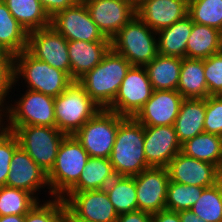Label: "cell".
<instances>
[{"mask_svg": "<svg viewBox=\"0 0 222 222\" xmlns=\"http://www.w3.org/2000/svg\"><path fill=\"white\" fill-rule=\"evenodd\" d=\"M137 194V210L156 213L166 209L169 183L167 167H150L134 176Z\"/></svg>", "mask_w": 222, "mask_h": 222, "instance_id": "cell-14", "label": "cell"}, {"mask_svg": "<svg viewBox=\"0 0 222 222\" xmlns=\"http://www.w3.org/2000/svg\"><path fill=\"white\" fill-rule=\"evenodd\" d=\"M12 74V85H16L14 83H17V79L22 76L28 84V90L41 92L54 98L74 82L66 72L38 60L27 50L13 56Z\"/></svg>", "mask_w": 222, "mask_h": 222, "instance_id": "cell-3", "label": "cell"}, {"mask_svg": "<svg viewBox=\"0 0 222 222\" xmlns=\"http://www.w3.org/2000/svg\"><path fill=\"white\" fill-rule=\"evenodd\" d=\"M103 35L112 39L136 15V0L83 1Z\"/></svg>", "mask_w": 222, "mask_h": 222, "instance_id": "cell-13", "label": "cell"}, {"mask_svg": "<svg viewBox=\"0 0 222 222\" xmlns=\"http://www.w3.org/2000/svg\"><path fill=\"white\" fill-rule=\"evenodd\" d=\"M155 34L157 32L135 15L111 39V48L125 57L132 66H145L158 54Z\"/></svg>", "mask_w": 222, "mask_h": 222, "instance_id": "cell-4", "label": "cell"}, {"mask_svg": "<svg viewBox=\"0 0 222 222\" xmlns=\"http://www.w3.org/2000/svg\"><path fill=\"white\" fill-rule=\"evenodd\" d=\"M208 96L222 95V51L204 59Z\"/></svg>", "mask_w": 222, "mask_h": 222, "instance_id": "cell-38", "label": "cell"}, {"mask_svg": "<svg viewBox=\"0 0 222 222\" xmlns=\"http://www.w3.org/2000/svg\"><path fill=\"white\" fill-rule=\"evenodd\" d=\"M177 91L183 98L206 99L208 97L204 59L182 58Z\"/></svg>", "mask_w": 222, "mask_h": 222, "instance_id": "cell-26", "label": "cell"}, {"mask_svg": "<svg viewBox=\"0 0 222 222\" xmlns=\"http://www.w3.org/2000/svg\"><path fill=\"white\" fill-rule=\"evenodd\" d=\"M111 48V41H68L71 78L78 81L97 66Z\"/></svg>", "mask_w": 222, "mask_h": 222, "instance_id": "cell-21", "label": "cell"}, {"mask_svg": "<svg viewBox=\"0 0 222 222\" xmlns=\"http://www.w3.org/2000/svg\"><path fill=\"white\" fill-rule=\"evenodd\" d=\"M0 55H10V54H8V53L3 52V51L0 50Z\"/></svg>", "mask_w": 222, "mask_h": 222, "instance_id": "cell-49", "label": "cell"}, {"mask_svg": "<svg viewBox=\"0 0 222 222\" xmlns=\"http://www.w3.org/2000/svg\"><path fill=\"white\" fill-rule=\"evenodd\" d=\"M136 15L158 32L188 15V0H137Z\"/></svg>", "mask_w": 222, "mask_h": 222, "instance_id": "cell-18", "label": "cell"}, {"mask_svg": "<svg viewBox=\"0 0 222 222\" xmlns=\"http://www.w3.org/2000/svg\"><path fill=\"white\" fill-rule=\"evenodd\" d=\"M89 154L73 135H67L57 152L56 161L47 174L49 193L62 198L79 180Z\"/></svg>", "mask_w": 222, "mask_h": 222, "instance_id": "cell-5", "label": "cell"}, {"mask_svg": "<svg viewBox=\"0 0 222 222\" xmlns=\"http://www.w3.org/2000/svg\"><path fill=\"white\" fill-rule=\"evenodd\" d=\"M66 203L56 198L44 204L39 202L25 215L24 222H65Z\"/></svg>", "mask_w": 222, "mask_h": 222, "instance_id": "cell-36", "label": "cell"}, {"mask_svg": "<svg viewBox=\"0 0 222 222\" xmlns=\"http://www.w3.org/2000/svg\"><path fill=\"white\" fill-rule=\"evenodd\" d=\"M179 217L181 222H205L195 215L191 210L179 211Z\"/></svg>", "mask_w": 222, "mask_h": 222, "instance_id": "cell-44", "label": "cell"}, {"mask_svg": "<svg viewBox=\"0 0 222 222\" xmlns=\"http://www.w3.org/2000/svg\"><path fill=\"white\" fill-rule=\"evenodd\" d=\"M12 131L19 142V146L48 174L53 168L57 152L62 140L67 136L56 127L20 126L4 127Z\"/></svg>", "mask_w": 222, "mask_h": 222, "instance_id": "cell-7", "label": "cell"}, {"mask_svg": "<svg viewBox=\"0 0 222 222\" xmlns=\"http://www.w3.org/2000/svg\"><path fill=\"white\" fill-rule=\"evenodd\" d=\"M183 100L177 90H154L134 118L143 126L173 125Z\"/></svg>", "mask_w": 222, "mask_h": 222, "instance_id": "cell-16", "label": "cell"}, {"mask_svg": "<svg viewBox=\"0 0 222 222\" xmlns=\"http://www.w3.org/2000/svg\"><path fill=\"white\" fill-rule=\"evenodd\" d=\"M222 51V32L193 22L186 45V58L206 59Z\"/></svg>", "mask_w": 222, "mask_h": 222, "instance_id": "cell-25", "label": "cell"}, {"mask_svg": "<svg viewBox=\"0 0 222 222\" xmlns=\"http://www.w3.org/2000/svg\"><path fill=\"white\" fill-rule=\"evenodd\" d=\"M182 58L157 54L144 67L153 90H177Z\"/></svg>", "mask_w": 222, "mask_h": 222, "instance_id": "cell-24", "label": "cell"}, {"mask_svg": "<svg viewBox=\"0 0 222 222\" xmlns=\"http://www.w3.org/2000/svg\"><path fill=\"white\" fill-rule=\"evenodd\" d=\"M204 187L181 184L169 180L166 194V209L190 210L202 195Z\"/></svg>", "mask_w": 222, "mask_h": 222, "instance_id": "cell-34", "label": "cell"}, {"mask_svg": "<svg viewBox=\"0 0 222 222\" xmlns=\"http://www.w3.org/2000/svg\"><path fill=\"white\" fill-rule=\"evenodd\" d=\"M25 215L0 216V222H24Z\"/></svg>", "mask_w": 222, "mask_h": 222, "instance_id": "cell-46", "label": "cell"}, {"mask_svg": "<svg viewBox=\"0 0 222 222\" xmlns=\"http://www.w3.org/2000/svg\"><path fill=\"white\" fill-rule=\"evenodd\" d=\"M215 185L218 187V189L222 195V166H220L216 171Z\"/></svg>", "mask_w": 222, "mask_h": 222, "instance_id": "cell-47", "label": "cell"}, {"mask_svg": "<svg viewBox=\"0 0 222 222\" xmlns=\"http://www.w3.org/2000/svg\"><path fill=\"white\" fill-rule=\"evenodd\" d=\"M15 104L13 107H2L5 113H8L7 127L30 125L55 127L54 97L27 89L25 95Z\"/></svg>", "mask_w": 222, "mask_h": 222, "instance_id": "cell-9", "label": "cell"}, {"mask_svg": "<svg viewBox=\"0 0 222 222\" xmlns=\"http://www.w3.org/2000/svg\"><path fill=\"white\" fill-rule=\"evenodd\" d=\"M131 66L125 57L110 48L102 61L77 82L97 105L106 109Z\"/></svg>", "mask_w": 222, "mask_h": 222, "instance_id": "cell-2", "label": "cell"}, {"mask_svg": "<svg viewBox=\"0 0 222 222\" xmlns=\"http://www.w3.org/2000/svg\"><path fill=\"white\" fill-rule=\"evenodd\" d=\"M50 26L67 41H111L92 20L84 2H77L72 7L56 13L51 18Z\"/></svg>", "mask_w": 222, "mask_h": 222, "instance_id": "cell-11", "label": "cell"}, {"mask_svg": "<svg viewBox=\"0 0 222 222\" xmlns=\"http://www.w3.org/2000/svg\"><path fill=\"white\" fill-rule=\"evenodd\" d=\"M115 177L110 159L89 157L78 182L68 192L103 190Z\"/></svg>", "mask_w": 222, "mask_h": 222, "instance_id": "cell-27", "label": "cell"}, {"mask_svg": "<svg viewBox=\"0 0 222 222\" xmlns=\"http://www.w3.org/2000/svg\"><path fill=\"white\" fill-rule=\"evenodd\" d=\"M192 27V18L186 15L173 25L158 31V53L165 56L186 58V45Z\"/></svg>", "mask_w": 222, "mask_h": 222, "instance_id": "cell-23", "label": "cell"}, {"mask_svg": "<svg viewBox=\"0 0 222 222\" xmlns=\"http://www.w3.org/2000/svg\"><path fill=\"white\" fill-rule=\"evenodd\" d=\"M13 57L11 55H0V106L6 100V95L12 88L13 82Z\"/></svg>", "mask_w": 222, "mask_h": 222, "instance_id": "cell-40", "label": "cell"}, {"mask_svg": "<svg viewBox=\"0 0 222 222\" xmlns=\"http://www.w3.org/2000/svg\"><path fill=\"white\" fill-rule=\"evenodd\" d=\"M27 33L50 27L51 18L38 0H2Z\"/></svg>", "mask_w": 222, "mask_h": 222, "instance_id": "cell-29", "label": "cell"}, {"mask_svg": "<svg viewBox=\"0 0 222 222\" xmlns=\"http://www.w3.org/2000/svg\"><path fill=\"white\" fill-rule=\"evenodd\" d=\"M205 99L184 98L173 124L177 139L182 144L198 134L204 133Z\"/></svg>", "mask_w": 222, "mask_h": 222, "instance_id": "cell-22", "label": "cell"}, {"mask_svg": "<svg viewBox=\"0 0 222 222\" xmlns=\"http://www.w3.org/2000/svg\"><path fill=\"white\" fill-rule=\"evenodd\" d=\"M181 152L200 161L222 166V136L201 133L181 144Z\"/></svg>", "mask_w": 222, "mask_h": 222, "instance_id": "cell-30", "label": "cell"}, {"mask_svg": "<svg viewBox=\"0 0 222 222\" xmlns=\"http://www.w3.org/2000/svg\"><path fill=\"white\" fill-rule=\"evenodd\" d=\"M45 9L46 13L52 18L56 13L72 7L77 0H38Z\"/></svg>", "mask_w": 222, "mask_h": 222, "instance_id": "cell-41", "label": "cell"}, {"mask_svg": "<svg viewBox=\"0 0 222 222\" xmlns=\"http://www.w3.org/2000/svg\"><path fill=\"white\" fill-rule=\"evenodd\" d=\"M152 222H181L179 212L163 209L152 214Z\"/></svg>", "mask_w": 222, "mask_h": 222, "instance_id": "cell-43", "label": "cell"}, {"mask_svg": "<svg viewBox=\"0 0 222 222\" xmlns=\"http://www.w3.org/2000/svg\"><path fill=\"white\" fill-rule=\"evenodd\" d=\"M65 222H93L85 219H79L67 206L65 211Z\"/></svg>", "mask_w": 222, "mask_h": 222, "instance_id": "cell-45", "label": "cell"}, {"mask_svg": "<svg viewBox=\"0 0 222 222\" xmlns=\"http://www.w3.org/2000/svg\"><path fill=\"white\" fill-rule=\"evenodd\" d=\"M19 147L16 135L5 128L0 129V187L6 185L13 153Z\"/></svg>", "mask_w": 222, "mask_h": 222, "instance_id": "cell-37", "label": "cell"}, {"mask_svg": "<svg viewBox=\"0 0 222 222\" xmlns=\"http://www.w3.org/2000/svg\"><path fill=\"white\" fill-rule=\"evenodd\" d=\"M188 15L194 23L222 32V0H188Z\"/></svg>", "mask_w": 222, "mask_h": 222, "instance_id": "cell-33", "label": "cell"}, {"mask_svg": "<svg viewBox=\"0 0 222 222\" xmlns=\"http://www.w3.org/2000/svg\"><path fill=\"white\" fill-rule=\"evenodd\" d=\"M204 132L222 136V95L205 99Z\"/></svg>", "mask_w": 222, "mask_h": 222, "instance_id": "cell-39", "label": "cell"}, {"mask_svg": "<svg viewBox=\"0 0 222 222\" xmlns=\"http://www.w3.org/2000/svg\"><path fill=\"white\" fill-rule=\"evenodd\" d=\"M153 87L144 66H131L114 101L106 108L124 117H134L151 98Z\"/></svg>", "mask_w": 222, "mask_h": 222, "instance_id": "cell-10", "label": "cell"}, {"mask_svg": "<svg viewBox=\"0 0 222 222\" xmlns=\"http://www.w3.org/2000/svg\"><path fill=\"white\" fill-rule=\"evenodd\" d=\"M105 191L118 215L137 210L134 176H116L105 187Z\"/></svg>", "mask_w": 222, "mask_h": 222, "instance_id": "cell-31", "label": "cell"}, {"mask_svg": "<svg viewBox=\"0 0 222 222\" xmlns=\"http://www.w3.org/2000/svg\"><path fill=\"white\" fill-rule=\"evenodd\" d=\"M62 199L79 219L93 222H116L118 218L105 189L67 192Z\"/></svg>", "mask_w": 222, "mask_h": 222, "instance_id": "cell-15", "label": "cell"}, {"mask_svg": "<svg viewBox=\"0 0 222 222\" xmlns=\"http://www.w3.org/2000/svg\"><path fill=\"white\" fill-rule=\"evenodd\" d=\"M116 222H152V214L146 211L136 210L118 215Z\"/></svg>", "mask_w": 222, "mask_h": 222, "instance_id": "cell-42", "label": "cell"}, {"mask_svg": "<svg viewBox=\"0 0 222 222\" xmlns=\"http://www.w3.org/2000/svg\"><path fill=\"white\" fill-rule=\"evenodd\" d=\"M144 151L151 167H167L181 151L174 126H144Z\"/></svg>", "mask_w": 222, "mask_h": 222, "instance_id": "cell-17", "label": "cell"}, {"mask_svg": "<svg viewBox=\"0 0 222 222\" xmlns=\"http://www.w3.org/2000/svg\"><path fill=\"white\" fill-rule=\"evenodd\" d=\"M28 33L0 0V50L12 57L27 49Z\"/></svg>", "mask_w": 222, "mask_h": 222, "instance_id": "cell-28", "label": "cell"}, {"mask_svg": "<svg viewBox=\"0 0 222 222\" xmlns=\"http://www.w3.org/2000/svg\"><path fill=\"white\" fill-rule=\"evenodd\" d=\"M2 112H4L3 111V108H1V106H0V129H1V127H3L2 125H3V123H1L2 122V117L1 116H4V117H6L5 115H2ZM2 124V125H1Z\"/></svg>", "mask_w": 222, "mask_h": 222, "instance_id": "cell-48", "label": "cell"}, {"mask_svg": "<svg viewBox=\"0 0 222 222\" xmlns=\"http://www.w3.org/2000/svg\"><path fill=\"white\" fill-rule=\"evenodd\" d=\"M170 181L200 187L215 185L218 167L189 157L181 151L167 166Z\"/></svg>", "mask_w": 222, "mask_h": 222, "instance_id": "cell-19", "label": "cell"}, {"mask_svg": "<svg viewBox=\"0 0 222 222\" xmlns=\"http://www.w3.org/2000/svg\"><path fill=\"white\" fill-rule=\"evenodd\" d=\"M35 197L22 189L0 187V216L26 215L39 202Z\"/></svg>", "mask_w": 222, "mask_h": 222, "instance_id": "cell-32", "label": "cell"}, {"mask_svg": "<svg viewBox=\"0 0 222 222\" xmlns=\"http://www.w3.org/2000/svg\"><path fill=\"white\" fill-rule=\"evenodd\" d=\"M26 50L38 60L66 72L71 77L68 41L51 26L29 32Z\"/></svg>", "mask_w": 222, "mask_h": 222, "instance_id": "cell-12", "label": "cell"}, {"mask_svg": "<svg viewBox=\"0 0 222 222\" xmlns=\"http://www.w3.org/2000/svg\"><path fill=\"white\" fill-rule=\"evenodd\" d=\"M54 108L55 127L65 135H74L101 109L77 81L54 98Z\"/></svg>", "mask_w": 222, "mask_h": 222, "instance_id": "cell-6", "label": "cell"}, {"mask_svg": "<svg viewBox=\"0 0 222 222\" xmlns=\"http://www.w3.org/2000/svg\"><path fill=\"white\" fill-rule=\"evenodd\" d=\"M205 222H222V195L216 185L204 188L190 209Z\"/></svg>", "mask_w": 222, "mask_h": 222, "instance_id": "cell-35", "label": "cell"}, {"mask_svg": "<svg viewBox=\"0 0 222 222\" xmlns=\"http://www.w3.org/2000/svg\"><path fill=\"white\" fill-rule=\"evenodd\" d=\"M116 176H136L150 168L144 151V126L134 117L119 115V126L110 155Z\"/></svg>", "mask_w": 222, "mask_h": 222, "instance_id": "cell-1", "label": "cell"}, {"mask_svg": "<svg viewBox=\"0 0 222 222\" xmlns=\"http://www.w3.org/2000/svg\"><path fill=\"white\" fill-rule=\"evenodd\" d=\"M6 186L25 190L34 196L38 189L49 187V184L47 174L19 146L11 159Z\"/></svg>", "mask_w": 222, "mask_h": 222, "instance_id": "cell-20", "label": "cell"}, {"mask_svg": "<svg viewBox=\"0 0 222 222\" xmlns=\"http://www.w3.org/2000/svg\"><path fill=\"white\" fill-rule=\"evenodd\" d=\"M119 126V115L108 109H100L73 136L89 157L109 159Z\"/></svg>", "mask_w": 222, "mask_h": 222, "instance_id": "cell-8", "label": "cell"}]
</instances>
